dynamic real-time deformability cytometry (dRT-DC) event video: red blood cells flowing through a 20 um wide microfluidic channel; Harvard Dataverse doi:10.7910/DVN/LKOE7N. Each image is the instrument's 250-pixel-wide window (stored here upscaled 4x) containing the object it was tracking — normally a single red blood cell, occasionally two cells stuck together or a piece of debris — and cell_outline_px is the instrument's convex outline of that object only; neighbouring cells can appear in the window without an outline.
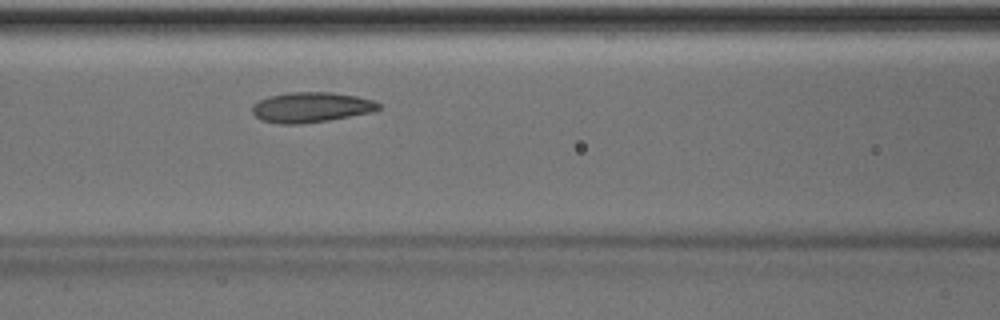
{"species": "Egyptian fruit bat (a non-hibernating species)", "species_latin": "Rousettus aegyptiacus", "temperature_condition": "room temperature", "stored_images_in_passage": 42, "camera_frame_rate_fps": 3000, "um_per_image_px": 0.085, "animal": {"sex": "male"}, "frame": {"image": 1, "passage_image": 13, "time_ms": 4.0, "image_size_px": [1000, 320], "cell_outline_px": [[380, 108], [372, 112], [328, 120], [300, 124], [280, 124], [260, 120], [252, 112], [252, 108], [260, 100], [268, 96], [288, 92], [332, 92], [356, 96], [372, 100], [380, 104]], "centroid_in_image_um": [26.43, 9.12], "position_along_channel_um": 140.2, "area_um2": 22.14}, "authors_computed_cell_mechanics": {"area_um2": 21.7906, "velocity_mm_per_s": 3.9867, "shape_relaxation_time_tau1_ms": 8.8856, "shape_relaxation_time_tau2_ms": 1.6525, "deformation_change_tau1": 0.1495, "deformation_change_tau2": 0.0755}}